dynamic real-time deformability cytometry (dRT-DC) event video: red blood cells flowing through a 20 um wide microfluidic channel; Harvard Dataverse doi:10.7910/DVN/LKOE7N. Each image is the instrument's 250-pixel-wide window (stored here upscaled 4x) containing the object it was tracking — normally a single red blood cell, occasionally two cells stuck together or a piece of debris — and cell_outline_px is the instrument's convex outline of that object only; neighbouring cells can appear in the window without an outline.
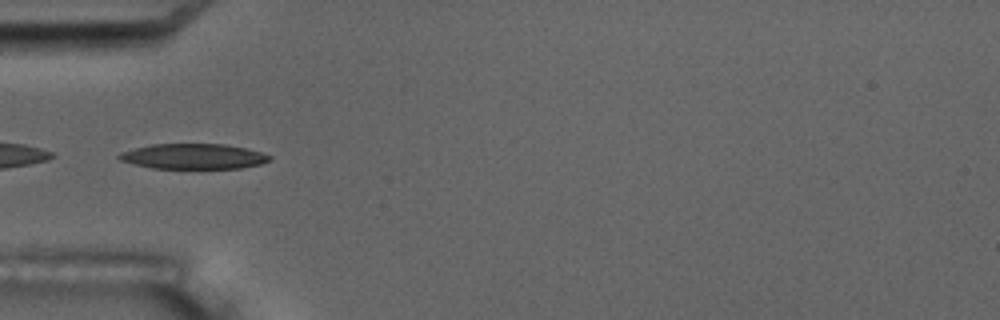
{"species": "common noctule bat (a hibernating species)", "species_latin": "Nyctalus noctula", "temperature_condition": "room temperature", "stored_images_in_passage": 8, "camera_frame_rate_fps": 3000, "um_per_image_px": 0.085, "animal": {"sex": "male", "body_mass_g": 17.5, "forearm_length_mm": 52.3}, "frame": {"image": 1, "passage_image": 6, "time_ms": 6.0, "image_size_px": [1000, 320], "cell_outline_px": [[272, 160], [260, 164], [240, 168], [152, 168], [132, 164], [120, 160], [116, 156], [120, 152], [152, 144], [224, 144], [244, 148], [260, 152], [272, 156]], "centroid_in_image_um": [16.43, 13.29], "position_along_channel_um": 68.6, "area_um2": 22.08}}